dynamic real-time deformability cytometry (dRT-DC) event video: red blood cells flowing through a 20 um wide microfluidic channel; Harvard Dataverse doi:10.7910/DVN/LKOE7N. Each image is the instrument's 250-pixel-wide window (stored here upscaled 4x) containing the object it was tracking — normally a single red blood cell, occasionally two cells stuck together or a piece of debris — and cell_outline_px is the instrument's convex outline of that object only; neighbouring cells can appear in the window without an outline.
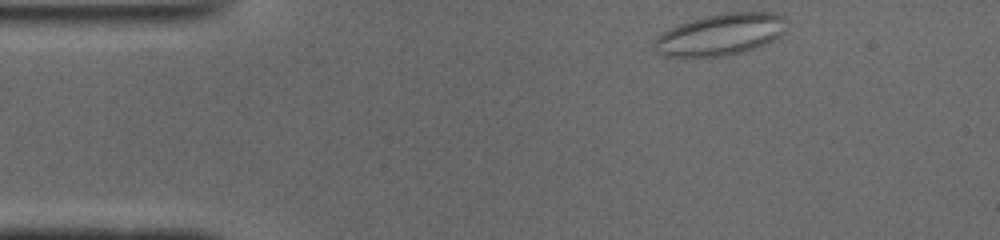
{"species": "common noctule bat (a hibernating species)", "species_latin": "Nyctalus noctula", "temperature_condition": "cold", "stored_images_in_passage": 46, "camera_frame_rate_fps": 3000, "um_per_image_px": 0.085, "animal": {"sex": "male", "body_mass_g": 19.0, "forearm_length_mm": 50.8}, "frame": {"image": 1, "passage_image": 1, "time_ms": 0.0, "image_size_px": [1000, 240], "cell_outline_px": [[784, 32], [772, 40], [764, 44], [740, 52], [720, 56], [668, 56], [660, 52], [656, 48], [656, 40], [664, 32], [680, 24], [692, 20], [708, 16], [728, 12], [772, 12], [784, 16]], "centroid_in_image_um": [61.3, 2.91], "position_along_channel_um": 23.7, "area_um2": 30.92}}
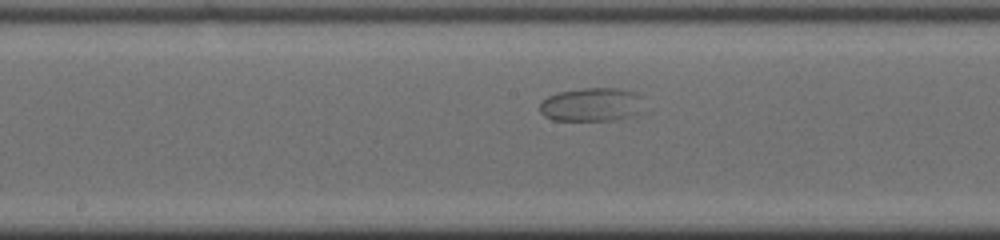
{"frame": {"image": 2, "passage_image": 20, "time_ms": 6.333, "image_size_px": [1000, 240], "cell_outline_px": [[640, 96], [632, 112], [628, 116], [612, 120], [552, 120], [544, 116], [540, 112], [540, 104], [548, 96], [560, 92], [584, 88], [620, 88], [632, 92]], "centroid_in_image_um": [50.11, 8.88], "position_along_channel_um": 198.1, "area_um2": 19.42}}
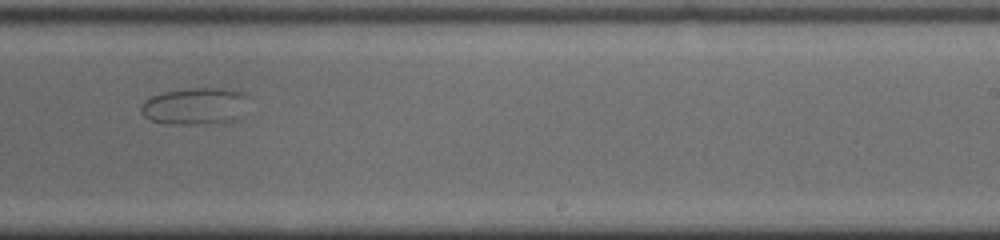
{"frame": {"image": 3, "passage_image": 26, "time_ms": 8.333, "image_size_px": [1000, 240], "cell_outline_px": [[252, 116], [244, 120], [224, 124], [164, 124], [148, 120], [140, 112], [140, 104], [144, 100], [152, 96], [164, 92], [184, 88], [220, 88], [244, 92], [252, 96]], "centroid_in_image_um": [16.83, 9.06], "position_along_channel_um": 272.2, "area_um2": 25.32}}